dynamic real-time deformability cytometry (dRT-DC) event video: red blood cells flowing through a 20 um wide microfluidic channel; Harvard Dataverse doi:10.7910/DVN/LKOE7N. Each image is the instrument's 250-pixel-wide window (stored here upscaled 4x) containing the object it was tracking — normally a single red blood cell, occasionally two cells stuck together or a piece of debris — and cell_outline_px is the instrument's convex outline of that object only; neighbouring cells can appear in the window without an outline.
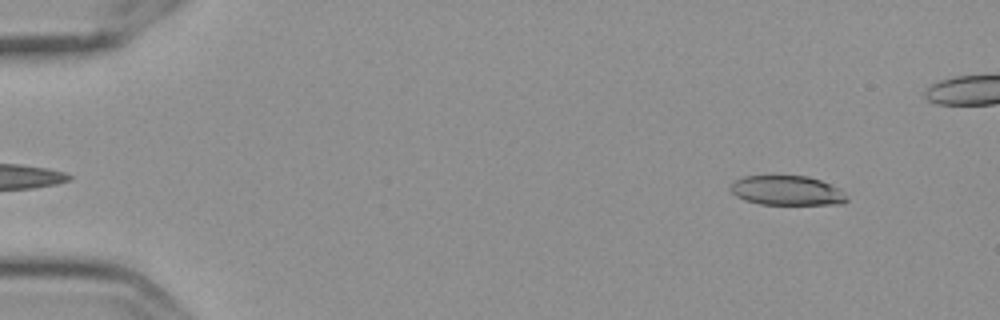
{"species": "Egyptian fruit bat (a non-hibernating species)", "species_latin": "Rousettus aegyptiacus", "temperature_condition": "cold", "stored_images_in_passage": 50, "camera_frame_rate_fps": 3000, "um_per_image_px": 0.085, "frame": {"image": 1, "passage_image": 3, "time_ms": 0.667, "image_size_px": [1000, 320], "cell_outline_px": [[844, 200], [820, 204], [768, 204], [748, 200], [740, 196], [744, 180], [752, 176], [800, 176], [816, 180], [824, 184]], "centroid_in_image_um": [66.91, 16.21], "position_along_channel_um": 18.1, "area_um2": 16.7}}
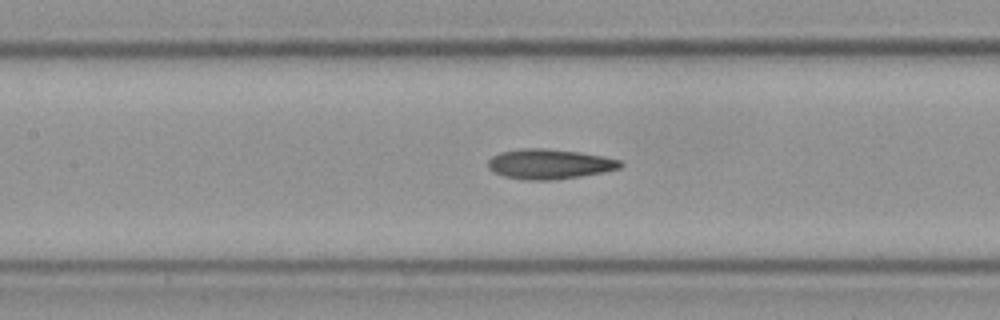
{"frame": {"image": 2, "passage_image": 24, "time_ms": 7.667, "image_size_px": [1000, 320], "cell_outline_px": [[620, 164], [616, 168], [596, 172], [572, 176], [512, 176], [500, 172], [492, 168], [492, 160], [496, 156], [508, 152], [572, 152], [596, 156], [616, 160]], "centroid_in_image_um": [46.81, 13.93], "position_along_channel_um": 160.6, "area_um2": 18.32}}
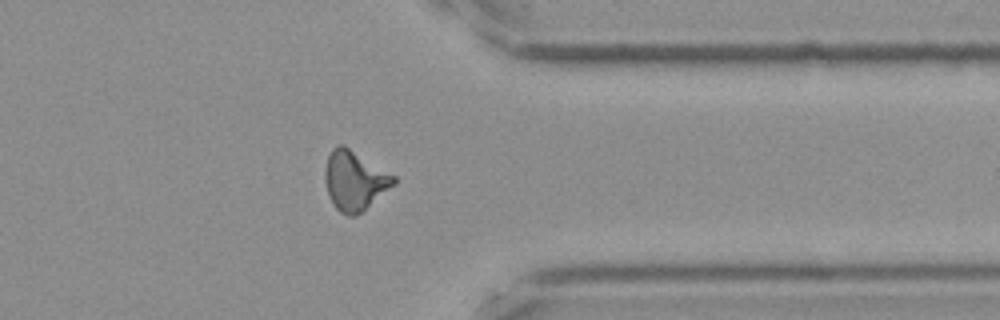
{"frame": {"image": 3, "passage_image": 43, "time_ms": 14.0, "image_size_px": [1000, 320], "cell_outline_px": [[396, 180], [392, 184], [360, 212], [344, 212], [332, 200], [328, 192], [328, 160], [332, 152], [336, 148], [344, 148], [392, 176]], "centroid_in_image_um": [30.15, 15.38], "position_along_channel_um": 381.3, "area_um2": 20.35}}